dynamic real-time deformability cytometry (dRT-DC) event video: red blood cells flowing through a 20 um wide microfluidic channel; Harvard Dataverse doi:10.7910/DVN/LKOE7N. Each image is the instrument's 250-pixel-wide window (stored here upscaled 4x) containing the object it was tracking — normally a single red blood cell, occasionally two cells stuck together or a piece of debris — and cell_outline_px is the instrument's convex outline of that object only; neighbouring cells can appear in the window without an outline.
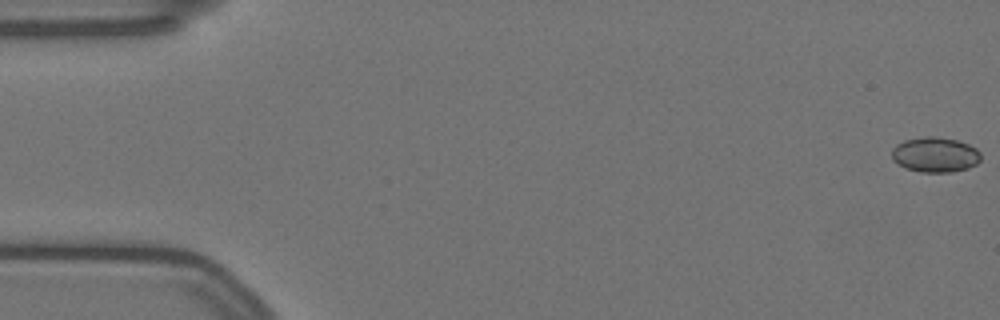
{"species": "Egyptian fruit bat (a non-hibernating species)", "species_latin": "Rousettus aegyptiacus", "temperature_condition": "warm", "stored_images_in_passage": 58, "camera_frame_rate_fps": 3000, "um_per_image_px": 0.085, "animal": {"sex": "female"}, "frame": {"image": 1, "passage_image": 1, "time_ms": 0.0, "image_size_px": [1000, 320], "cell_outline_px": [[980, 160], [976, 164], [968, 168], [952, 172], [920, 172], [908, 168], [892, 160], [892, 148], [896, 144], [904, 140], [924, 136], [936, 136], [956, 140], [968, 144], [976, 148], [980, 152]], "centroid_in_image_um": [79.49, 13.14], "position_along_channel_um": 5.5, "area_um2": 18.21}}
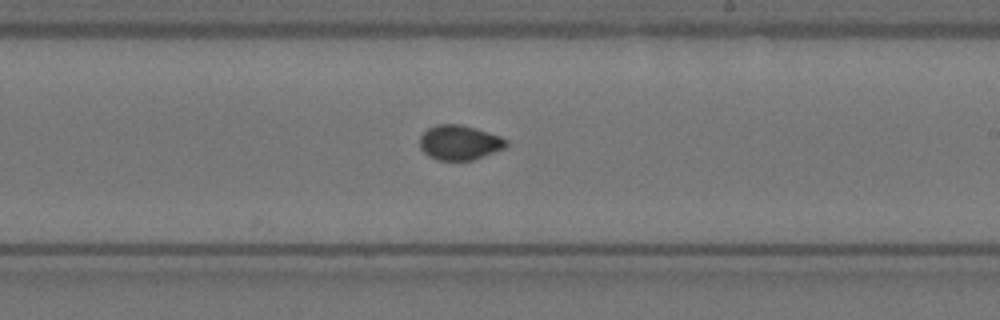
{"frame": {"image": 2, "passage_image": 34, "time_ms": 11.0, "image_size_px": [1000, 320], "cell_outline_px": [[508, 144], [504, 148], [472, 160], [436, 160], [428, 156], [420, 148], [420, 136], [428, 128], [436, 124], [460, 124], [476, 128], [500, 136], [508, 140]], "centroid_in_image_um": [39.04, 12.11], "position_along_channel_um": 250.0, "area_um2": 17.51}}
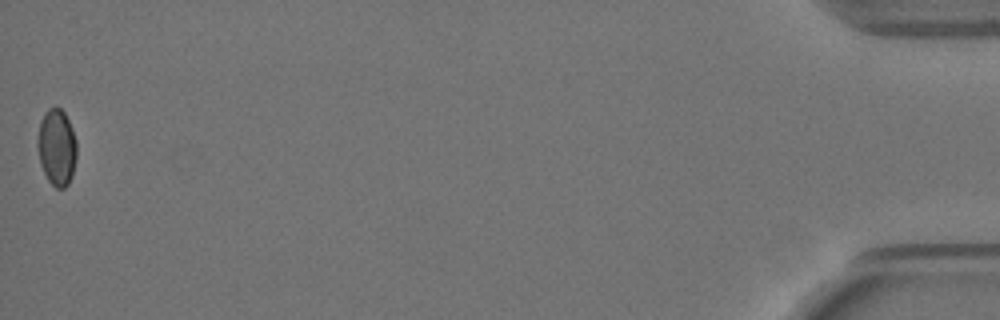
{"frame": {"image": 3, "passage_image": 58, "time_ms": 19.0, "image_size_px": [1000, 320], "cell_outline_px": [[76, 156], [72, 176], [68, 184], [64, 188], [56, 188], [48, 180], [40, 164], [36, 144], [36, 140], [40, 120], [44, 112], [48, 108], [56, 104], [64, 112], [72, 128], [76, 140]], "centroid_in_image_um": [4.8, 12.48], "position_along_channel_um": 430.4, "area_um2": 17.8}, "authors_computed_cell_mechanics": {"area_um2": 17.5712, "velocity_mm_per_s": 3.5151, "shape_relaxation_time_tau1_ms": 5.1248, "shape_relaxation_time_tau2_ms": 2.0818, "deformation_change_tau1": 0.0735, "deformation_change_tau2": 0.03}}